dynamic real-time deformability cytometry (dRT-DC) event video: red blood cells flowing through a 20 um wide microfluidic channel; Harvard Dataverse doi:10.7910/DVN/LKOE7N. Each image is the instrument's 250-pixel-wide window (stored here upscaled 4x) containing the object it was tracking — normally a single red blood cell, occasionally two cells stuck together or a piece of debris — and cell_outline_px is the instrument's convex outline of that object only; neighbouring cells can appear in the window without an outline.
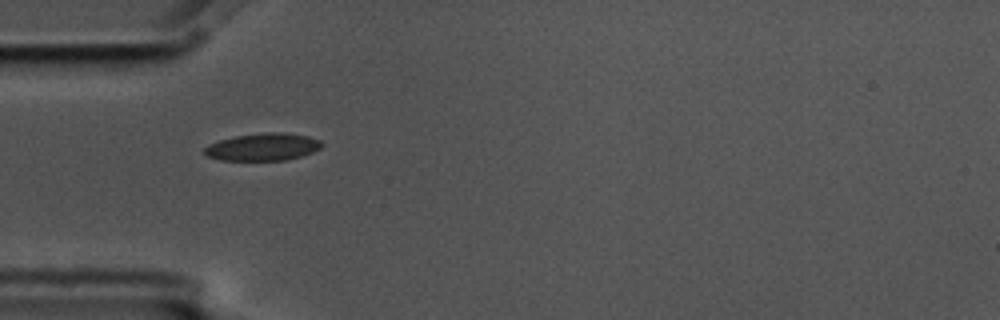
{"species": "common noctule bat (a hibernating species)", "species_latin": "Nyctalus noctula", "temperature_condition": "cold", "stored_images_in_passage": 6, "camera_frame_rate_fps": 3000, "um_per_image_px": 0.085, "animal": {"sex": "male", "body_mass_g": 17.5, "forearm_length_mm": 52.3}, "frame": {"image": 1, "passage_image": 1, "time_ms": 0.0, "image_size_px": [1000, 320], "cell_outline_px": [[324, 144], [320, 148], [312, 152], [300, 156], [284, 160], [220, 160], [208, 156], [204, 152], [204, 148], [208, 144], [220, 140], [236, 136], [268, 132], [280, 132], [308, 136], [320, 140]], "centroid_in_image_um": [22.35, 12.49], "position_along_channel_um": 62.7, "area_um2": 18.55}}